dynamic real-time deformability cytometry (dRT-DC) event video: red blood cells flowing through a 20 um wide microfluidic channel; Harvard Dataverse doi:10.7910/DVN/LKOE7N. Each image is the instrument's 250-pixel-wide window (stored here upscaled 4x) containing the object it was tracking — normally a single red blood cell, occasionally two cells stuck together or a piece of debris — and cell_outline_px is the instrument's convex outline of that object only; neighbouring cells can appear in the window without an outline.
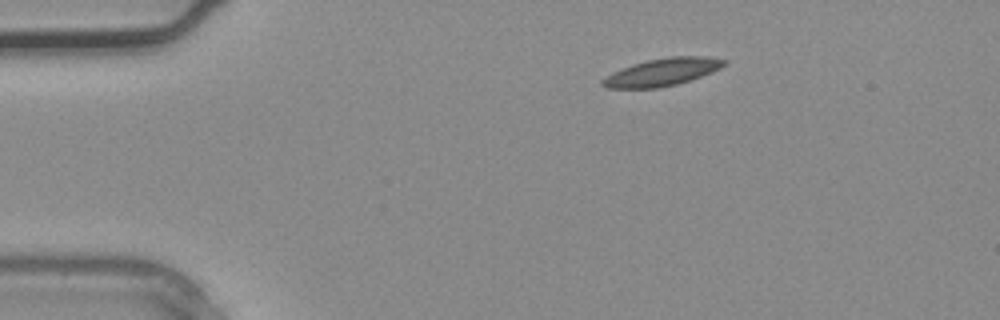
{"species": "common noctule bat (a hibernating species)", "species_latin": "Nyctalus noctula", "temperature_condition": "warm", "stored_images_in_passage": 3, "segment_of_instrument_passage": [1, 2], "camera_frame_rate_fps": 3000, "um_per_image_px": 0.085, "animal": {"sex": "male", "body_mass_g": 20.4}, "frame": {"image": 1, "passage_image": 1, "time_ms": 0.0, "image_size_px": [1000, 320], "cell_outline_px": [[728, 64], [712, 72], [676, 84], [656, 88], [608, 88], [600, 84], [600, 80], [612, 72], [632, 64], [648, 60], [668, 56], [708, 56], [728, 60]], "centroid_in_image_um": [56.3, 6.11], "position_along_channel_um": 28.7, "area_um2": 19.54}}